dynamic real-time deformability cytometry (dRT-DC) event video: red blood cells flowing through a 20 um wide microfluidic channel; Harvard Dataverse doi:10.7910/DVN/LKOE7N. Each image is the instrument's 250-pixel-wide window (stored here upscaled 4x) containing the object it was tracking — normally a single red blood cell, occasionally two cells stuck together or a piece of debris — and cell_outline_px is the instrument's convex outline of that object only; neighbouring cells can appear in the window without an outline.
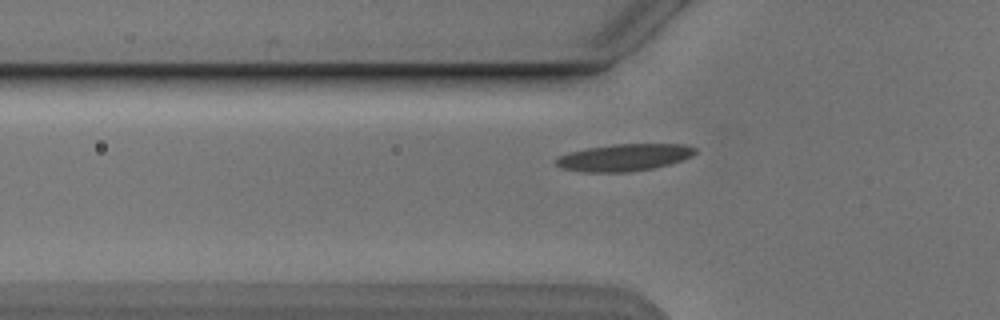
{"species": "Egyptian fruit bat (a non-hibernating species)", "species_latin": "Rousettus aegyptiacus", "temperature_condition": "cold", "stored_images_in_passage": 38, "camera_frame_rate_fps": 3000, "um_per_image_px": 0.085, "animal": {"sex": "male"}, "frame": {"image": 1, "passage_image": 7, "time_ms": 2.0, "image_size_px": [1000, 320], "cell_outline_px": [[696, 152], [692, 156], [668, 164], [652, 168], [628, 172], [584, 172], [564, 168], [556, 164], [552, 160], [568, 152], [588, 148], [612, 144], [684, 144], [696, 148]], "centroid_in_image_um": [53.03, 13.38], "position_along_channel_um": 72.8, "area_um2": 21.79}}
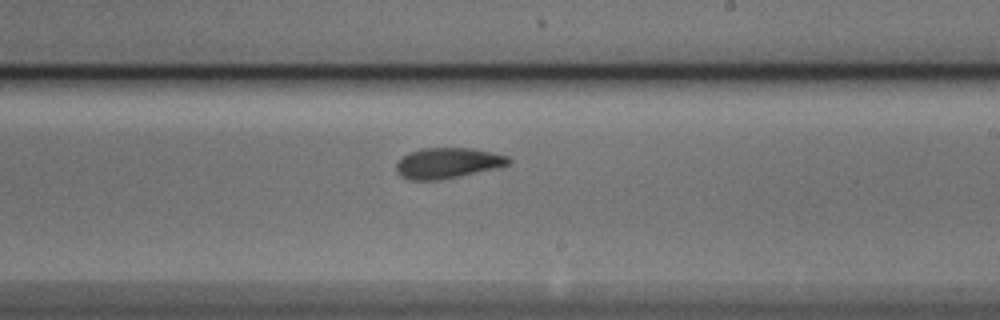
{"frame": {"image": 2, "passage_image": 21, "time_ms": 6.667, "image_size_px": [1000, 320], "cell_outline_px": [[512, 164], [500, 168], [440, 180], [408, 180], [400, 176], [396, 172], [396, 164], [408, 152], [420, 148], [472, 148], [492, 152], [508, 156], [512, 160]], "centroid_in_image_um": [38.09, 13.86], "position_along_channel_um": 250.9, "area_um2": 20.4}}
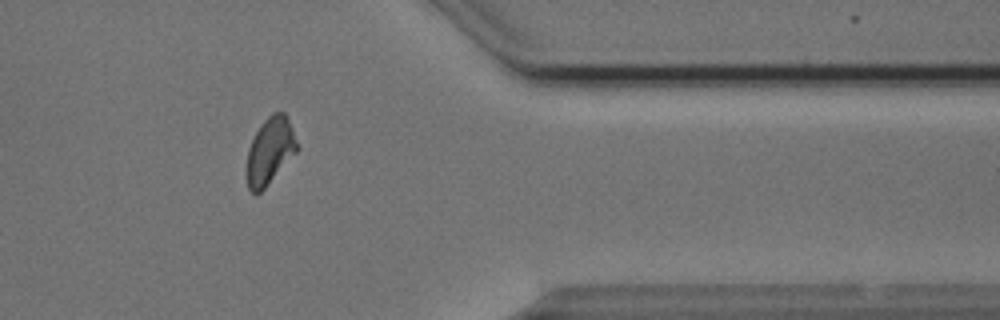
{"frame": {"image": 3, "passage_image": 33, "time_ms": 10.667, "image_size_px": [1000, 320], "cell_outline_px": [[300, 148], [264, 188], [256, 196], [248, 188], [248, 148], [260, 124], [272, 112], [284, 112], [292, 128]], "centroid_in_image_um": [22.97, 12.8], "position_along_channel_um": 388.4, "area_um2": 19.25}, "authors_computed_cell_mechanics": {"area_um2": 20.1433, "velocity_mm_per_s": 3.8195, "shape_relaxation_time_tau1_ms": 5.7759, "shape_relaxation_time_tau2_ms": 1.938, "deformation_change_tau1": 0.1576, "deformation_change_tau2": 0.0805}}